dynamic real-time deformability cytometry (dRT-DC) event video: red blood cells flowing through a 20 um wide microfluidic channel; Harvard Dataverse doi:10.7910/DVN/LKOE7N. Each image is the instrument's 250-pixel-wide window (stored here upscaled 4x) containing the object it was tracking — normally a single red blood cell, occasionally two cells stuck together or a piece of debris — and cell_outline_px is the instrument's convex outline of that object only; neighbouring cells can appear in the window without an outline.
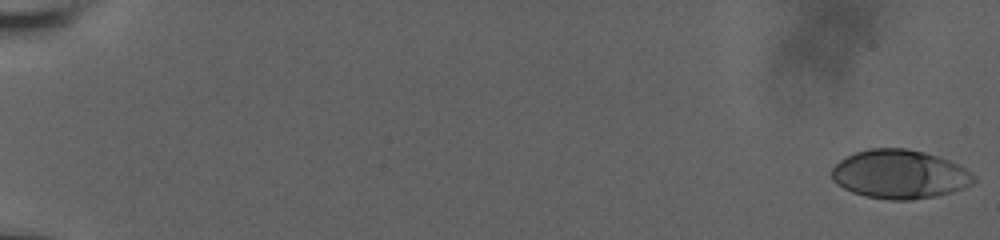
{"species": "human", "species_latin": "Homo sapiens", "temperature_condition": "room temperature", "stored_images_in_passage": 76, "camera_frame_rate_fps": 3000, "um_per_image_px": 0.085, "donor": {"sex": "male"}, "frame": {"image": 1, "passage_image": 1, "time_ms": 0.0, "image_size_px": [1000, 240], "cell_outline_px": [[976, 180], [972, 184], [952, 192], [936, 196], [912, 200], [888, 200], [864, 196], [852, 192], [836, 184], [832, 180], [832, 168], [840, 160], [856, 152], [868, 148], [904, 148], [924, 152], [948, 160], [972, 172], [976, 176]], "centroid_in_image_um": [76.47, 14.82], "position_along_channel_um": 8.5, "area_um2": 40.46}}
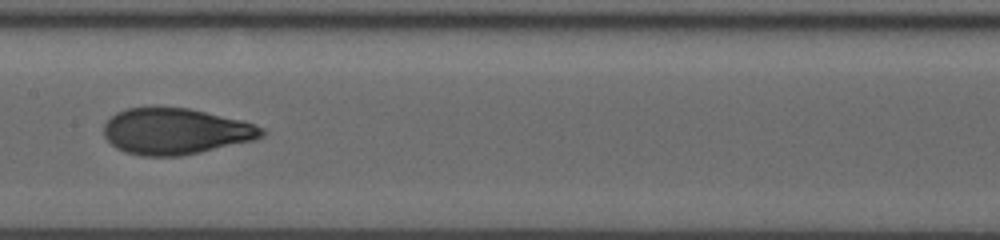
{"frame": {"image": 2, "passage_image": 43, "time_ms": 10.667, "image_size_px": [1000, 240], "cell_outline_px": [[264, 136], [252, 140], [200, 152], [180, 156], [140, 156], [124, 152], [116, 148], [104, 136], [104, 124], [116, 112], [128, 108], [188, 108], [240, 120], [256, 124], [264, 128]], "centroid_in_image_um": [14.91, 11.17], "position_along_channel_um": 192.5, "area_um2": 42.14}}
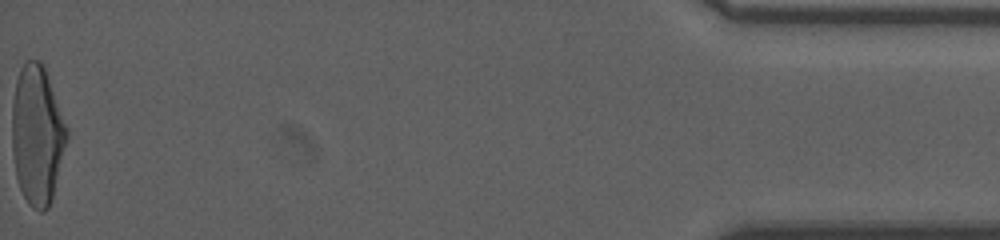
{"frame": {"image": 3, "passage_image": 76, "time_ms": 19.333, "image_size_px": [1000, 240], "cell_outline_px": [[68, 140], [52, 200], [48, 208], [44, 212], [40, 212], [32, 208], [28, 204], [20, 188], [16, 176], [12, 152], [12, 100], [16, 80], [20, 68], [24, 60], [40, 60], [44, 64], [68, 128]], "centroid_in_image_um": [3.17, 11.46], "position_along_channel_um": 432.0, "area_um2": 45.2}, "authors_computed_cell_mechanics": {"area_um2": 41.8183, "velocity_mm_per_s": 3.7861, "shape_relaxation_time_tau1_ms": 4.8076, "shape_relaxation_time_tau2_ms": 0.8754, "deformation_change_tau1": 0.2018, "deformation_change_tau2": 0.0598}}